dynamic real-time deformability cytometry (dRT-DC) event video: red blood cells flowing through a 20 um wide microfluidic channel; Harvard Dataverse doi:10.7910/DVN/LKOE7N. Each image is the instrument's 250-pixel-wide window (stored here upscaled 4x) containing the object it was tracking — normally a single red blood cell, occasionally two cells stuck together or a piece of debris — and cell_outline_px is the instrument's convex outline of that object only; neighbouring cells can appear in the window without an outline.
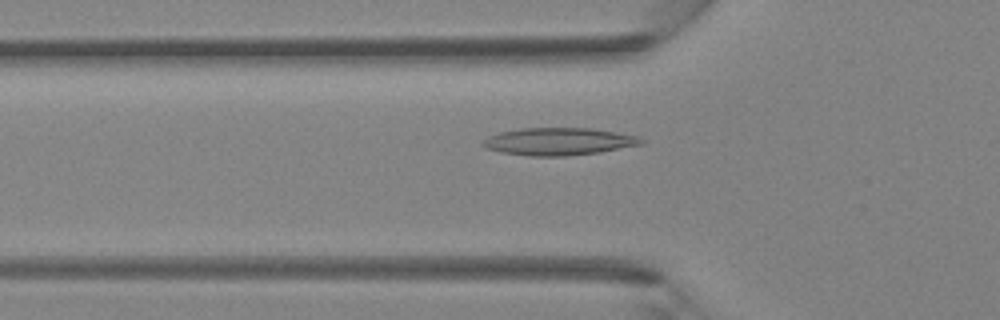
{"species": "Egyptian fruit bat (a non-hibernating species)", "species_latin": "Rousettus aegyptiacus", "temperature_condition": "room temperature", "stored_images_in_passage": 33, "camera_frame_rate_fps": 3000, "um_per_image_px": 0.085, "animal": {"sex": "female"}, "frame": {"image": 1, "passage_image": 4, "time_ms": 1.0, "image_size_px": [1000, 320], "cell_outline_px": [[644, 144], [600, 152], [564, 156], [528, 156], [500, 152], [488, 148], [480, 144], [488, 136], [500, 132], [520, 128], [592, 128], [636, 136], [644, 140]], "centroid_in_image_um": [47.47, 12.03], "position_along_channel_um": 78.3, "area_um2": 25.26}}
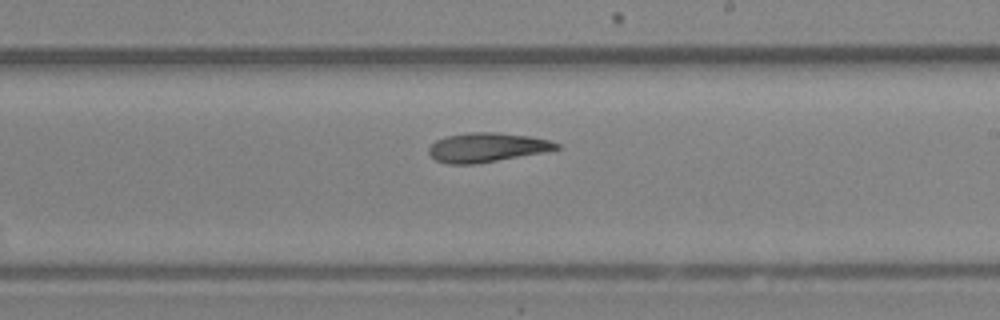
{"frame": {"image": 2, "passage_image": 15, "time_ms": 4.667, "image_size_px": [1000, 320], "cell_outline_px": [[560, 148], [544, 152], [476, 164], [448, 164], [436, 160], [428, 152], [428, 148], [436, 140], [448, 136], [468, 132], [496, 132], [528, 136], [548, 140], [560, 144]], "centroid_in_image_um": [41.37, 12.53], "position_along_channel_um": 247.6, "area_um2": 21.62}}
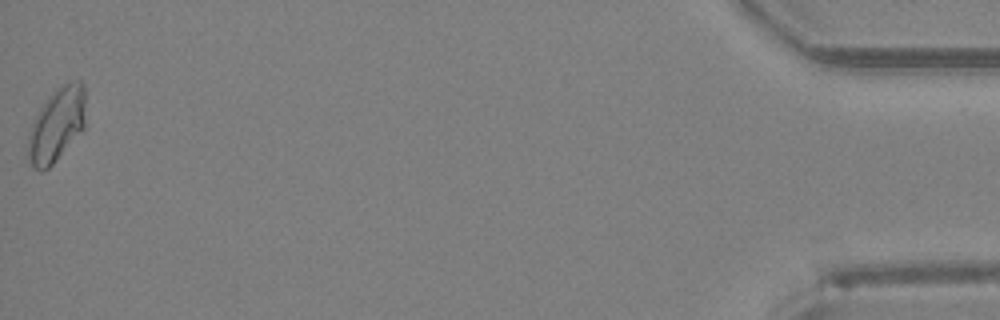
{"frame": {"image": 3, "passage_image": 33, "time_ms": 10.667, "image_size_px": [1000, 320], "cell_outline_px": [[84, 128], [56, 160], [48, 168], [40, 172], [32, 168], [28, 160], [28, 136], [32, 124], [40, 108], [48, 96], [56, 88], [72, 80], [80, 80], [84, 84]], "centroid_in_image_um": [4.8, 10.61], "position_along_channel_um": 430.4, "area_um2": 24.62}}